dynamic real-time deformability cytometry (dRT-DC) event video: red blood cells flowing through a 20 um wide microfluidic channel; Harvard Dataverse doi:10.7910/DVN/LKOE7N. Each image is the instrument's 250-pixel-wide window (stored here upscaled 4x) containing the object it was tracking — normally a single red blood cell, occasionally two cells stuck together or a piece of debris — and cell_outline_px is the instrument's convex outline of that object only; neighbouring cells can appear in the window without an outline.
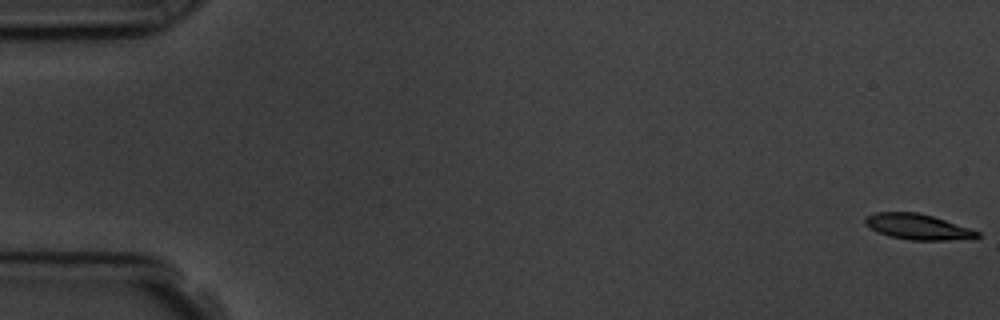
{"species": "common noctule bat (a hibernating species)", "species_latin": "Nyctalus noctula", "temperature_condition": "room temperature", "stored_images_in_passage": 5, "segment_of_instrument_passage": [2, 2], "camera_frame_rate_fps": 3000, "um_per_image_px": 0.085, "animal": {"sex": "male", "body_mass_g": 19.5, "forearm_length_mm": 54.6}, "frame": {"image": 1, "passage_image": 5, "time_ms": 5.0, "image_size_px": [1000, 320], "cell_outline_px": [[980, 236], [944, 240], [908, 240], [888, 236], [876, 232], [864, 224], [864, 220], [868, 216], [876, 212], [916, 212], [932, 216], [980, 232]], "centroid_in_image_um": [77.91, 19.27], "position_along_channel_um": 7.1, "area_um2": 16.42}}